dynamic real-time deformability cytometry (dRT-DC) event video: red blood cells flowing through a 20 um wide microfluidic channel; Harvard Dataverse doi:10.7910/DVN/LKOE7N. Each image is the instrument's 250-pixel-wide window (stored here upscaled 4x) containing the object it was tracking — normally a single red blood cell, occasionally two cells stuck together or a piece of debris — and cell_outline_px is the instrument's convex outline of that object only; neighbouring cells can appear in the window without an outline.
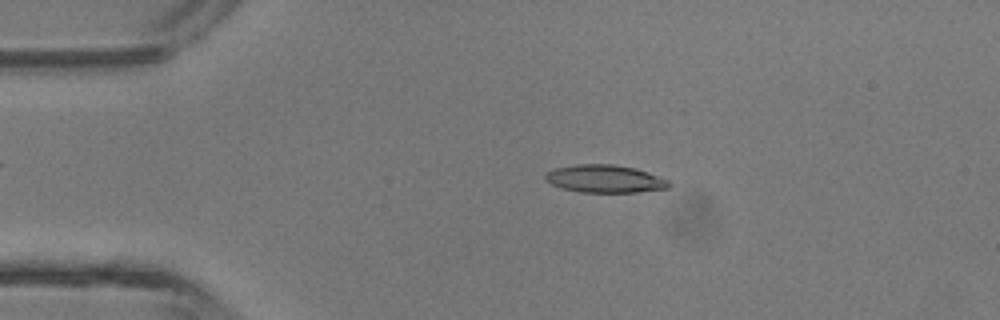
{"species": "common noctule bat (a hibernating species)", "species_latin": "Nyctalus noctula", "temperature_condition": "room temperature", "stored_images_in_passage": 4, "camera_frame_rate_fps": 3000, "um_per_image_px": 0.085, "animal": {"sex": "male", "body_mass_g": 13.3}, "frame": {"image": 1, "passage_image": 3, "time_ms": 2.333, "image_size_px": [1000, 320], "cell_outline_px": [[672, 184], [668, 188], [636, 192], [580, 192], [564, 188], [552, 184], [544, 180], [544, 176], [548, 172], [556, 168], [576, 164], [612, 164], [636, 168], [668, 180]], "centroid_in_image_um": [51.42, 15.19], "position_along_channel_um": 33.6, "area_um2": 19.83}}